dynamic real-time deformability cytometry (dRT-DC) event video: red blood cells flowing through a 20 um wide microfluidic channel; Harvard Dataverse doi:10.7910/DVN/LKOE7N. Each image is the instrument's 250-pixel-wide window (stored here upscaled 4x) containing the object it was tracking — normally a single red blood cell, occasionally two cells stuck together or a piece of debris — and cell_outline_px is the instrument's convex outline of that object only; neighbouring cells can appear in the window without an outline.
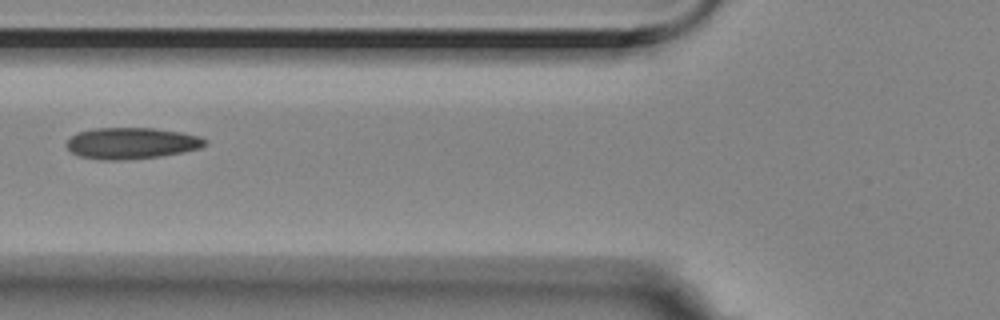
{"species": "Egyptian fruit bat (a non-hibernating species)", "species_latin": "Rousettus aegyptiacus", "temperature_condition": "room temperature", "stored_images_in_passage": 14, "camera_frame_rate_fps": 3000, "um_per_image_px": 0.085, "animal": {"sex": "female"}, "frame": {"image": 1, "passage_image": 5, "time_ms": 1.333, "image_size_px": [1000, 320], "cell_outline_px": [[208, 144], [200, 148], [160, 156], [116, 160], [104, 160], [80, 156], [72, 152], [64, 144], [76, 132], [96, 128], [152, 128], [180, 132], [200, 136], [208, 140]], "centroid_in_image_um": [11.18, 12.16], "position_along_channel_um": 114.6, "area_um2": 25.14}}
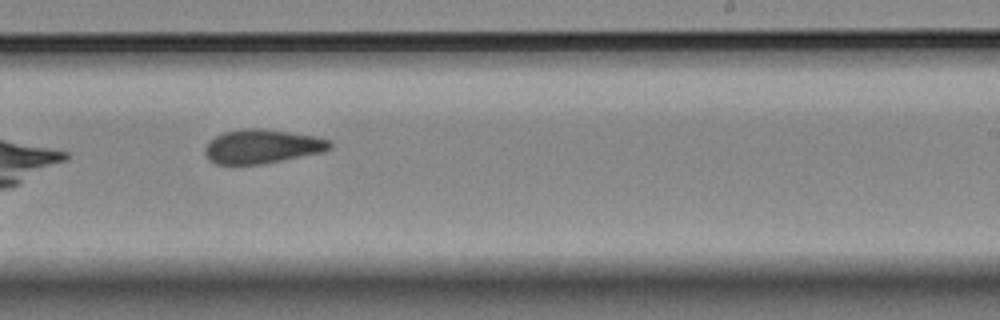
{"frame": {"image": 2, "passage_image": 9, "time_ms": 2.667, "image_size_px": [1000, 320], "cell_outline_px": [[332, 148], [320, 152], [260, 164], [216, 164], [208, 160], [204, 152], [204, 148], [216, 136], [224, 132], [244, 128], [264, 128], [316, 136], [332, 140]], "centroid_in_image_um": [22.28, 12.43], "position_along_channel_um": 266.7, "area_um2": 24.62}}
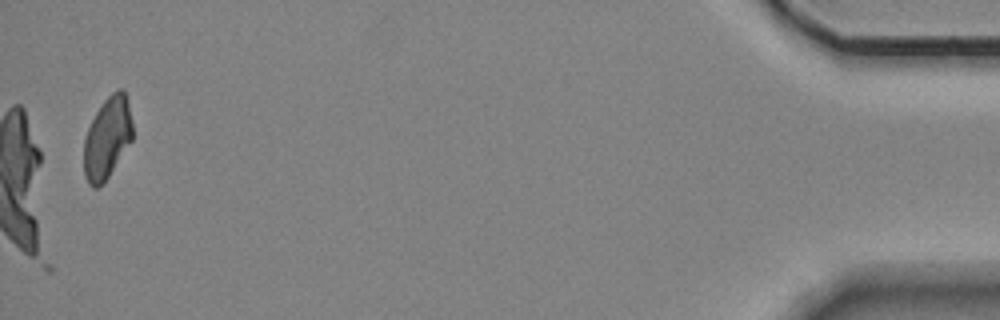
{"frame": {"image": 3, "passage_image": 14, "time_ms": 4.333, "image_size_px": [1000, 320], "cell_outline_px": [[132, 140], [108, 176], [96, 188], [92, 188], [88, 184], [84, 176], [84, 140], [88, 128], [96, 112], [104, 100], [112, 92], [120, 88], [124, 88], [128, 100], [132, 120]], "centroid_in_image_um": [9.12, 11.69], "position_along_channel_um": 426.1, "area_um2": 23.06}}